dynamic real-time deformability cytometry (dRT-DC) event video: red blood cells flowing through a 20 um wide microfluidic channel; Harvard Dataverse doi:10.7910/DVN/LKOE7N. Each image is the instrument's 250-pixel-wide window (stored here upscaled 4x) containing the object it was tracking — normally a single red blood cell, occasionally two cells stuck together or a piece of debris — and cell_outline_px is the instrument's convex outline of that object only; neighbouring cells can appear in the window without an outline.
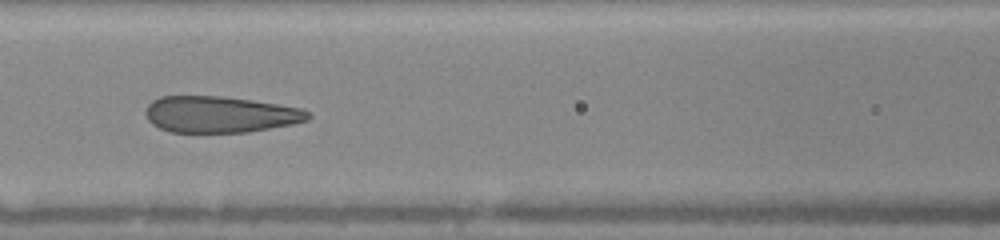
{"species": "human", "species_latin": "Homo sapiens", "temperature_condition": "warm", "stored_images_in_passage": 10, "camera_frame_rate_fps": 3000, "um_per_image_px": 0.085, "donor": {"sex": "female"}, "frame": {"image": 1, "passage_image": 9, "time_ms": 5.667, "image_size_px": [1000, 240], "cell_outline_px": [[312, 116], [308, 120], [292, 124], [248, 132], [168, 132], [152, 124], [148, 120], [148, 104], [152, 100], [160, 96], [224, 96], [252, 100], [300, 108], [308, 112]], "centroid_in_image_um": [18.71, 9.72], "position_along_channel_um": 147.9, "area_um2": 34.28}}